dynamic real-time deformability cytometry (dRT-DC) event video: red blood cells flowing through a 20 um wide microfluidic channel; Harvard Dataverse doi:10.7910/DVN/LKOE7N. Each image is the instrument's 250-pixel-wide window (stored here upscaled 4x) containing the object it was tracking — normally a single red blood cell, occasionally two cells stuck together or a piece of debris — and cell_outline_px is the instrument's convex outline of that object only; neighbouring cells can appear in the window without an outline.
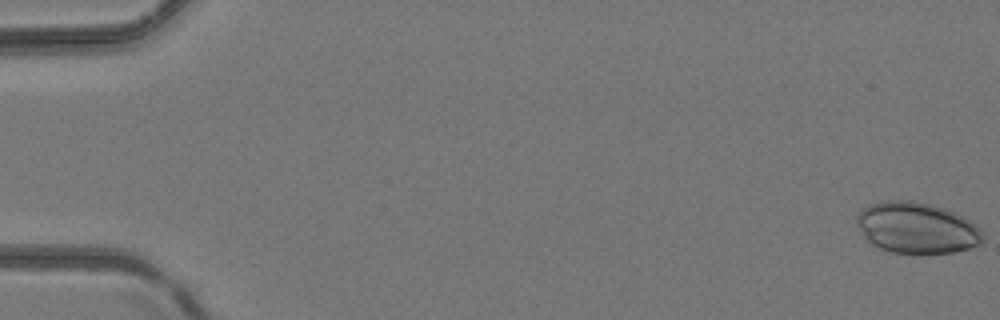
{"species": "common noctule bat (a hibernating species)", "species_latin": "Nyctalus noctula", "temperature_condition": "room temperature", "stored_images_in_passage": 6, "camera_frame_rate_fps": 3000, "um_per_image_px": 0.085, "animal": {"sex": "female", "body_mass_g": 24.6, "forearm_length_mm": 56.2}, "frame": {"image": 1, "passage_image": 1, "time_ms": 0.0, "image_size_px": [1000, 320], "cell_outline_px": [[984, 240], [980, 244], [968, 248], [952, 252], [892, 252], [880, 248], [872, 244], [864, 236], [856, 224], [856, 216], [860, 208], [880, 200], [908, 200], [932, 204], [956, 212], [976, 224], [980, 228], [984, 236]], "centroid_in_image_um": [77.91, 19.33], "position_along_channel_um": 7.1, "area_um2": 37.63}}